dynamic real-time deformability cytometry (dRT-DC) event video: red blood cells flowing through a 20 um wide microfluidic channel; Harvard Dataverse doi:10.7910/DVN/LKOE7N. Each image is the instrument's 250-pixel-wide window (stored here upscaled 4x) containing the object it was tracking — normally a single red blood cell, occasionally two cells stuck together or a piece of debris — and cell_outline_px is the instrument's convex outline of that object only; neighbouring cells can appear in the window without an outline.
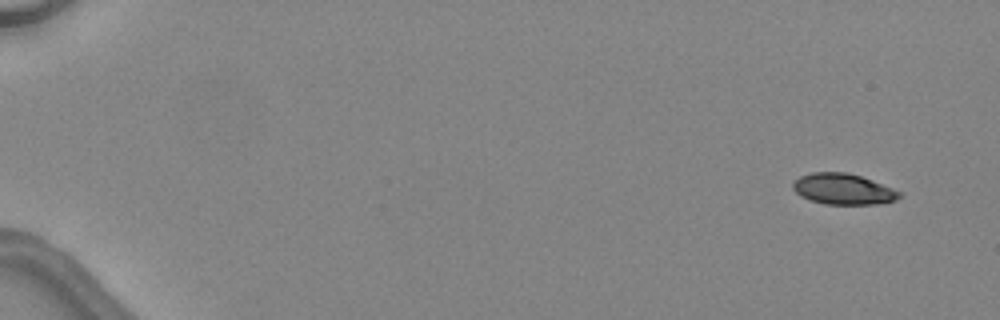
{"species": "common noctule bat (a hibernating species)", "species_latin": "Nyctalus noctula", "temperature_condition": "warm", "stored_images_in_passage": 2, "camera_frame_rate_fps": 3000, "um_per_image_px": 0.085, "animal": {"sex": "female", "body_mass_g": 24.6, "forearm_length_mm": 56.2}, "frame": {"image": 1, "passage_image": 1, "time_ms": 0.0, "image_size_px": [1000, 320], "cell_outline_px": [[900, 196], [896, 200], [880, 204], [824, 204], [808, 200], [800, 196], [792, 188], [792, 184], [800, 176], [812, 172], [848, 172], [872, 180], [892, 188], [900, 192]], "centroid_in_image_um": [71.64, 16.07], "position_along_channel_um": 13.4, "area_um2": 19.19}}